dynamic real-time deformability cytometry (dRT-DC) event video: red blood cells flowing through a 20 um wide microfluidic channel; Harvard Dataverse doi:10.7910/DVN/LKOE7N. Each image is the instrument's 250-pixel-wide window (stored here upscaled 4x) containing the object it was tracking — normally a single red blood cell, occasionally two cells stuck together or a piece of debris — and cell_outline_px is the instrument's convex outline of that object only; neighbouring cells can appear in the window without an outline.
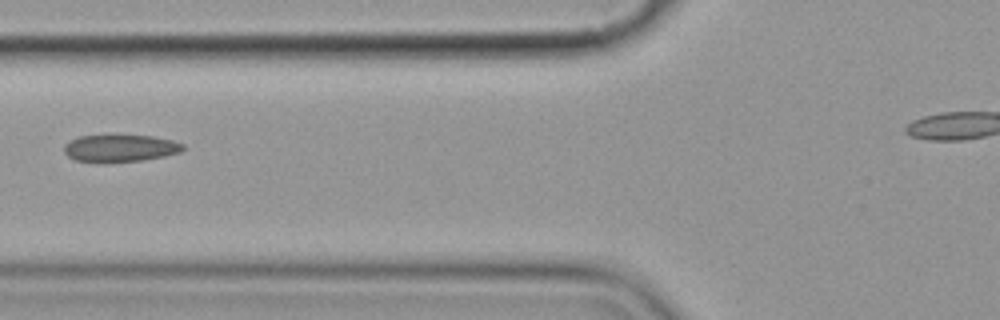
{"species": "common noctule bat (a hibernating species)", "species_latin": "Nyctalus noctula", "temperature_condition": "cold", "stored_images_in_passage": 6, "segment_of_instrument_passage": [1, 2], "camera_frame_rate_fps": 3000, "um_per_image_px": 0.085, "animal": {"sex": "female", "body_mass_g": 19.9}, "frame": {"image": 1, "passage_image": 3, "time_ms": 2.333, "image_size_px": [1000, 320], "cell_outline_px": [[184, 148], [180, 152], [164, 156], [144, 160], [100, 164], [76, 160], [68, 156], [64, 152], [64, 144], [80, 136], [152, 136], [172, 140], [184, 144]], "centroid_in_image_um": [10.2, 12.63], "position_along_channel_um": 115.6, "area_um2": 18.96}}
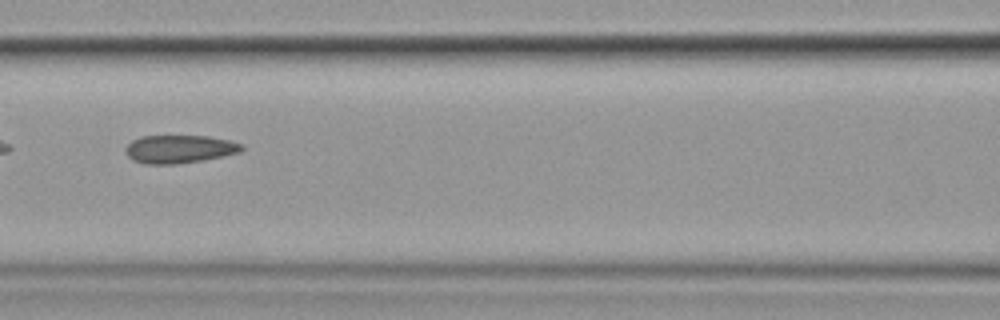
{"frame": {"image": 2, "passage_image": 4, "time_ms": 3.333, "image_size_px": [1000, 320], "cell_outline_px": [[244, 148], [240, 152], [204, 160], [176, 164], [144, 164], [132, 160], [124, 152], [124, 148], [132, 140], [140, 136], [208, 136], [228, 140], [240, 144]], "centroid_in_image_um": [15.19, 12.67], "position_along_channel_um": 151.4, "area_um2": 19.07}}
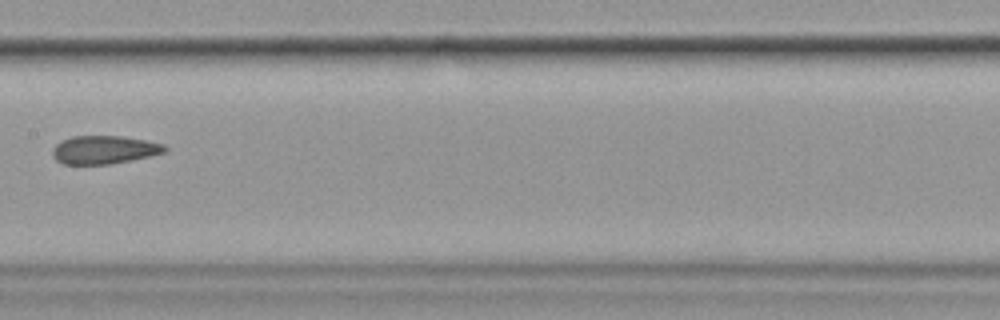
{"frame": {"image": 3, "passage_image": 5, "time_ms": 4.667, "image_size_px": [1000, 320], "cell_outline_px": [[168, 148], [164, 152], [148, 156], [108, 164], [64, 164], [56, 160], [52, 156], [52, 148], [56, 144], [72, 136], [120, 136], [144, 140], [164, 144]], "centroid_in_image_um": [8.81, 12.72], "position_along_channel_um": 198.6, "area_um2": 18.21}}